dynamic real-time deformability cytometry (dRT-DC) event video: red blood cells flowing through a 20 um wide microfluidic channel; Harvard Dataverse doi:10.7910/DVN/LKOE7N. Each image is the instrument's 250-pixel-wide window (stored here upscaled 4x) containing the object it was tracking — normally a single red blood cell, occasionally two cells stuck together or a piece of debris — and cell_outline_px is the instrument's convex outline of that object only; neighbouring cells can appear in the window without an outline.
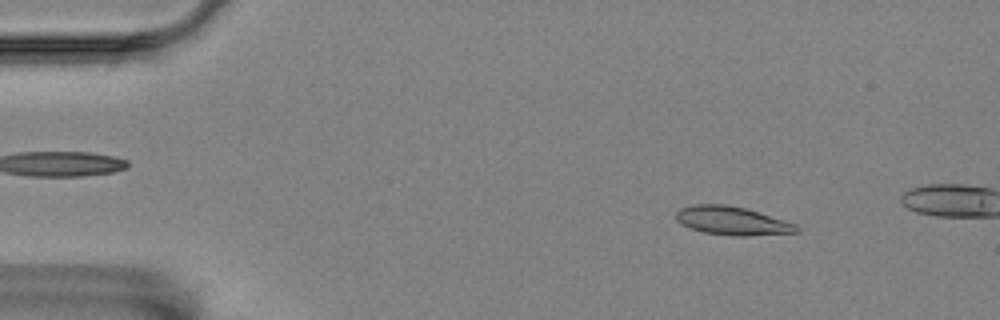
{"species": "Egyptian fruit bat (a non-hibernating species)", "species_latin": "Rousettus aegyptiacus", "temperature_condition": "room temperature", "stored_images_in_passage": 15, "camera_frame_rate_fps": 3000, "um_per_image_px": 0.085, "animal": {"sex": "female"}, "frame": {"image": 1, "passage_image": 7, "time_ms": 2.0, "image_size_px": [1000, 320], "cell_outline_px": [[800, 232], [744, 236], [736, 236], [704, 232], [692, 228], [676, 220], [676, 212], [680, 208], [696, 204], [724, 204], [744, 208], [796, 224], [800, 228]], "centroid_in_image_um": [62.24, 18.77], "position_along_channel_um": 22.8, "area_um2": 19.65}}